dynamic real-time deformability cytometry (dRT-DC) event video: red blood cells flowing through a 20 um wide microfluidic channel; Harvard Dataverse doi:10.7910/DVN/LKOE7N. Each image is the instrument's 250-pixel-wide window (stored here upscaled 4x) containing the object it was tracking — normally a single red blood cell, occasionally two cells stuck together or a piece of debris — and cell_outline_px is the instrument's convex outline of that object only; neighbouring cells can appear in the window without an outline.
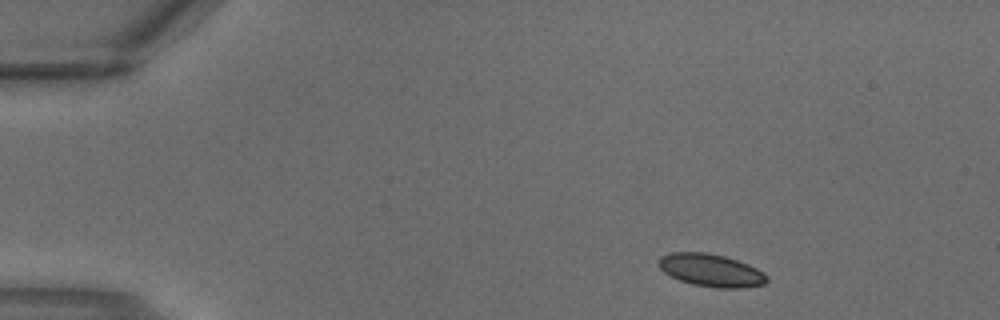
{"species": "common noctule bat (a hibernating species)", "species_latin": "Nyctalus noctula", "temperature_condition": "warm", "stored_images_in_passage": 2, "camera_frame_rate_fps": 3000, "um_per_image_px": 0.085, "animal": {"sex": "male", "body_mass_g": 18.8}, "frame": {"image": 1, "passage_image": 1, "time_ms": 0.0, "image_size_px": [1000, 320], "cell_outline_px": [[768, 280], [764, 284], [744, 288], [716, 288], [692, 284], [680, 280], [664, 272], [660, 268], [660, 256], [672, 252], [704, 252], [724, 256], [748, 264], [764, 272], [768, 276]], "centroid_in_image_um": [60.47, 22.98], "position_along_channel_um": 24.5, "area_um2": 20.52}}